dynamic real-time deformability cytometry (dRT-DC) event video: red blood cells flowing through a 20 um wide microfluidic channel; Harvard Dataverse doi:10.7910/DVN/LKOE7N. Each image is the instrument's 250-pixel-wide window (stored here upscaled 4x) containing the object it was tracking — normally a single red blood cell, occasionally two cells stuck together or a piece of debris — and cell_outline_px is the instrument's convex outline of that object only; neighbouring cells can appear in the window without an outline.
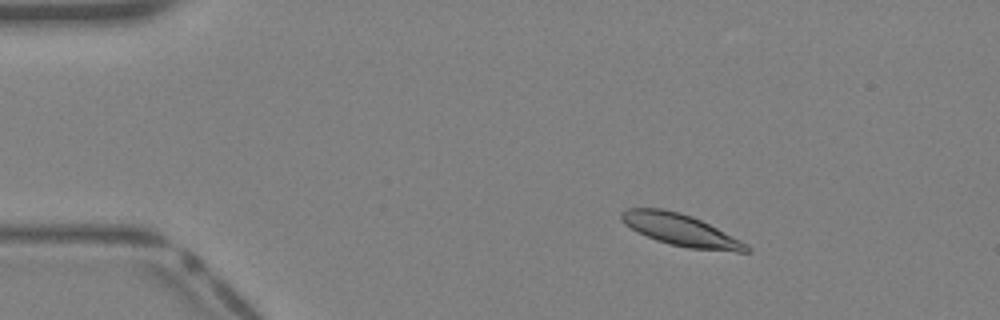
{"species": "Egyptian fruit bat (a non-hibernating species)", "species_latin": "Rousettus aegyptiacus", "temperature_condition": "warm", "stored_images_in_passage": 9, "camera_frame_rate_fps": 3000, "um_per_image_px": 0.085, "animal": {"sex": "female"}, "frame": {"image": 1, "passage_image": 5, "time_ms": 1.333, "image_size_px": [1000, 320], "cell_outline_px": [[752, 252], [736, 252], [688, 248], [668, 244], [656, 240], [624, 224], [620, 220], [620, 212], [628, 208], [660, 208], [680, 212], [692, 216], [748, 244], [752, 248]], "centroid_in_image_um": [57.87, 19.56], "position_along_channel_um": 27.1, "area_um2": 23.12}}